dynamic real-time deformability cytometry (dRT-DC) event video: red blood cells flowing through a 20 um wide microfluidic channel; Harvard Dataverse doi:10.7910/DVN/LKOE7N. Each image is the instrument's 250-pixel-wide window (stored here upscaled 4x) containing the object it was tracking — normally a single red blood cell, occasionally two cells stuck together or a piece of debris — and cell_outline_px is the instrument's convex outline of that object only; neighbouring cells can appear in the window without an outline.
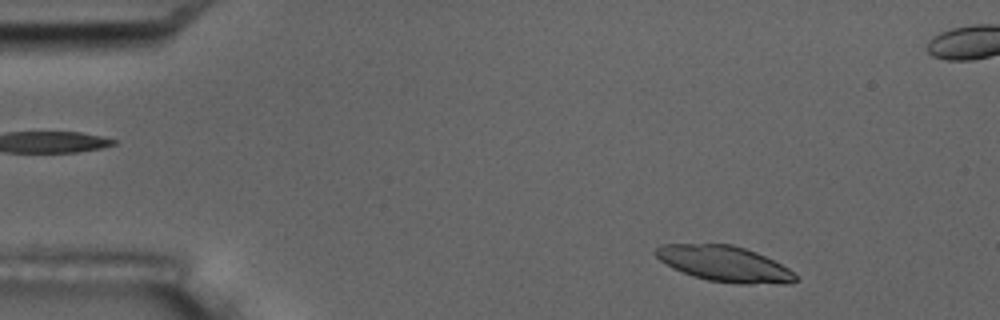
{"species": "common noctule bat (a hibernating species)", "species_latin": "Nyctalus noctula", "temperature_condition": "room temperature", "stored_images_in_passage": 6, "segment_of_instrument_passage": [2, 2], "camera_frame_rate_fps": 3000, "um_per_image_px": 0.085, "animal": {"sex": "male", "body_mass_g": 17.5, "forearm_length_mm": 52.3}, "frame": {"image": 1, "passage_image": 6, "time_ms": 5.667, "image_size_px": [1000, 320], "cell_outline_px": [[796, 280], [792, 284], [736, 284], [708, 280], [692, 276], [672, 268], [660, 260], [652, 252], [660, 244], [732, 244], [756, 252], [788, 268], [796, 276]], "centroid_in_image_um": [61.55, 22.43], "position_along_channel_um": 23.4, "area_um2": 29.13}}